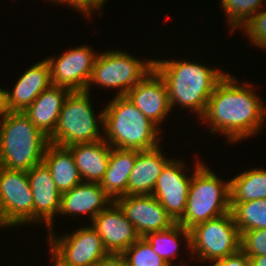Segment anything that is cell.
<instances>
[{
  "mask_svg": "<svg viewBox=\"0 0 266 266\" xmlns=\"http://www.w3.org/2000/svg\"><path fill=\"white\" fill-rule=\"evenodd\" d=\"M179 237L184 238V241H186L187 244L186 247L190 250V230L186 229L179 223H175L165 230L148 233L143 238L151 245L152 250L157 253L167 265H174L172 262L173 258L175 260L179 254V241L181 242Z\"/></svg>",
  "mask_w": 266,
  "mask_h": 266,
  "instance_id": "25",
  "label": "cell"
},
{
  "mask_svg": "<svg viewBox=\"0 0 266 266\" xmlns=\"http://www.w3.org/2000/svg\"><path fill=\"white\" fill-rule=\"evenodd\" d=\"M70 92L68 88L52 85L42 91L23 113L49 138L56 129L63 103Z\"/></svg>",
  "mask_w": 266,
  "mask_h": 266,
  "instance_id": "20",
  "label": "cell"
},
{
  "mask_svg": "<svg viewBox=\"0 0 266 266\" xmlns=\"http://www.w3.org/2000/svg\"><path fill=\"white\" fill-rule=\"evenodd\" d=\"M188 189L183 217L177 222L190 230L196 224L224 215L231 210L230 181H223L198 160Z\"/></svg>",
  "mask_w": 266,
  "mask_h": 266,
  "instance_id": "5",
  "label": "cell"
},
{
  "mask_svg": "<svg viewBox=\"0 0 266 266\" xmlns=\"http://www.w3.org/2000/svg\"><path fill=\"white\" fill-rule=\"evenodd\" d=\"M126 96L158 127L171 112L167 85L155 69L131 88Z\"/></svg>",
  "mask_w": 266,
  "mask_h": 266,
  "instance_id": "15",
  "label": "cell"
},
{
  "mask_svg": "<svg viewBox=\"0 0 266 266\" xmlns=\"http://www.w3.org/2000/svg\"><path fill=\"white\" fill-rule=\"evenodd\" d=\"M235 78L226 74L219 81L200 118L209 123L210 133L220 131L230 143L257 135L266 118V107L252 91L255 86Z\"/></svg>",
  "mask_w": 266,
  "mask_h": 266,
  "instance_id": "1",
  "label": "cell"
},
{
  "mask_svg": "<svg viewBox=\"0 0 266 266\" xmlns=\"http://www.w3.org/2000/svg\"><path fill=\"white\" fill-rule=\"evenodd\" d=\"M113 200L97 182H81L71 190L61 194L59 213L70 216L87 214L93 218L102 210H105Z\"/></svg>",
  "mask_w": 266,
  "mask_h": 266,
  "instance_id": "17",
  "label": "cell"
},
{
  "mask_svg": "<svg viewBox=\"0 0 266 266\" xmlns=\"http://www.w3.org/2000/svg\"><path fill=\"white\" fill-rule=\"evenodd\" d=\"M52 2H56L58 4H65L67 3L68 6L70 5L78 12L85 14L86 16V0H50Z\"/></svg>",
  "mask_w": 266,
  "mask_h": 266,
  "instance_id": "34",
  "label": "cell"
},
{
  "mask_svg": "<svg viewBox=\"0 0 266 266\" xmlns=\"http://www.w3.org/2000/svg\"><path fill=\"white\" fill-rule=\"evenodd\" d=\"M94 266H128L121 254H109Z\"/></svg>",
  "mask_w": 266,
  "mask_h": 266,
  "instance_id": "32",
  "label": "cell"
},
{
  "mask_svg": "<svg viewBox=\"0 0 266 266\" xmlns=\"http://www.w3.org/2000/svg\"><path fill=\"white\" fill-rule=\"evenodd\" d=\"M48 144L23 112H11L0 122V167L28 171L42 163Z\"/></svg>",
  "mask_w": 266,
  "mask_h": 266,
  "instance_id": "4",
  "label": "cell"
},
{
  "mask_svg": "<svg viewBox=\"0 0 266 266\" xmlns=\"http://www.w3.org/2000/svg\"><path fill=\"white\" fill-rule=\"evenodd\" d=\"M136 157L137 150L111 148L107 169L99 184L113 201L128 195V180Z\"/></svg>",
  "mask_w": 266,
  "mask_h": 266,
  "instance_id": "22",
  "label": "cell"
},
{
  "mask_svg": "<svg viewBox=\"0 0 266 266\" xmlns=\"http://www.w3.org/2000/svg\"><path fill=\"white\" fill-rule=\"evenodd\" d=\"M11 113L8 106L7 89L0 88V122Z\"/></svg>",
  "mask_w": 266,
  "mask_h": 266,
  "instance_id": "33",
  "label": "cell"
},
{
  "mask_svg": "<svg viewBox=\"0 0 266 266\" xmlns=\"http://www.w3.org/2000/svg\"><path fill=\"white\" fill-rule=\"evenodd\" d=\"M25 223H34L33 195L27 171L0 167V227Z\"/></svg>",
  "mask_w": 266,
  "mask_h": 266,
  "instance_id": "9",
  "label": "cell"
},
{
  "mask_svg": "<svg viewBox=\"0 0 266 266\" xmlns=\"http://www.w3.org/2000/svg\"><path fill=\"white\" fill-rule=\"evenodd\" d=\"M141 61L126 51L107 50L96 56L93 72L86 91L91 85L114 88L116 96H126L128 91L154 69V59Z\"/></svg>",
  "mask_w": 266,
  "mask_h": 266,
  "instance_id": "7",
  "label": "cell"
},
{
  "mask_svg": "<svg viewBox=\"0 0 266 266\" xmlns=\"http://www.w3.org/2000/svg\"><path fill=\"white\" fill-rule=\"evenodd\" d=\"M78 168L83 182L100 183L107 169L111 146L104 140L77 143L67 147Z\"/></svg>",
  "mask_w": 266,
  "mask_h": 266,
  "instance_id": "21",
  "label": "cell"
},
{
  "mask_svg": "<svg viewBox=\"0 0 266 266\" xmlns=\"http://www.w3.org/2000/svg\"><path fill=\"white\" fill-rule=\"evenodd\" d=\"M241 235L231 212L196 224L190 229V251L196 260L223 259L240 249ZM195 253V254H194ZM194 254V255H193Z\"/></svg>",
  "mask_w": 266,
  "mask_h": 266,
  "instance_id": "8",
  "label": "cell"
},
{
  "mask_svg": "<svg viewBox=\"0 0 266 266\" xmlns=\"http://www.w3.org/2000/svg\"><path fill=\"white\" fill-rule=\"evenodd\" d=\"M234 222L240 235L244 231L266 229V199L230 203Z\"/></svg>",
  "mask_w": 266,
  "mask_h": 266,
  "instance_id": "26",
  "label": "cell"
},
{
  "mask_svg": "<svg viewBox=\"0 0 266 266\" xmlns=\"http://www.w3.org/2000/svg\"><path fill=\"white\" fill-rule=\"evenodd\" d=\"M114 202L133 224L140 237L168 229L175 224L166 209L152 195H125Z\"/></svg>",
  "mask_w": 266,
  "mask_h": 266,
  "instance_id": "13",
  "label": "cell"
},
{
  "mask_svg": "<svg viewBox=\"0 0 266 266\" xmlns=\"http://www.w3.org/2000/svg\"><path fill=\"white\" fill-rule=\"evenodd\" d=\"M212 262L214 263L212 266H250L249 257L241 249L232 255Z\"/></svg>",
  "mask_w": 266,
  "mask_h": 266,
  "instance_id": "31",
  "label": "cell"
},
{
  "mask_svg": "<svg viewBox=\"0 0 266 266\" xmlns=\"http://www.w3.org/2000/svg\"><path fill=\"white\" fill-rule=\"evenodd\" d=\"M89 93L90 91L83 90L71 91L68 94L59 114L56 129L48 138L50 144L68 147L103 139L99 129L104 125V110L95 116Z\"/></svg>",
  "mask_w": 266,
  "mask_h": 266,
  "instance_id": "6",
  "label": "cell"
},
{
  "mask_svg": "<svg viewBox=\"0 0 266 266\" xmlns=\"http://www.w3.org/2000/svg\"><path fill=\"white\" fill-rule=\"evenodd\" d=\"M104 110L103 139L119 149L144 151L156 148L161 128L148 119L127 96L113 97Z\"/></svg>",
  "mask_w": 266,
  "mask_h": 266,
  "instance_id": "3",
  "label": "cell"
},
{
  "mask_svg": "<svg viewBox=\"0 0 266 266\" xmlns=\"http://www.w3.org/2000/svg\"><path fill=\"white\" fill-rule=\"evenodd\" d=\"M264 0H220L230 32L240 29L263 7Z\"/></svg>",
  "mask_w": 266,
  "mask_h": 266,
  "instance_id": "27",
  "label": "cell"
},
{
  "mask_svg": "<svg viewBox=\"0 0 266 266\" xmlns=\"http://www.w3.org/2000/svg\"><path fill=\"white\" fill-rule=\"evenodd\" d=\"M250 266H266V256H248Z\"/></svg>",
  "mask_w": 266,
  "mask_h": 266,
  "instance_id": "36",
  "label": "cell"
},
{
  "mask_svg": "<svg viewBox=\"0 0 266 266\" xmlns=\"http://www.w3.org/2000/svg\"><path fill=\"white\" fill-rule=\"evenodd\" d=\"M99 234L109 254H122L140 236L120 207L113 201L90 224Z\"/></svg>",
  "mask_w": 266,
  "mask_h": 266,
  "instance_id": "14",
  "label": "cell"
},
{
  "mask_svg": "<svg viewBox=\"0 0 266 266\" xmlns=\"http://www.w3.org/2000/svg\"><path fill=\"white\" fill-rule=\"evenodd\" d=\"M154 69L165 80L171 109L177 104L200 119L215 86L226 75L215 68L187 60H154ZM198 114V115H197Z\"/></svg>",
  "mask_w": 266,
  "mask_h": 266,
  "instance_id": "2",
  "label": "cell"
},
{
  "mask_svg": "<svg viewBox=\"0 0 266 266\" xmlns=\"http://www.w3.org/2000/svg\"><path fill=\"white\" fill-rule=\"evenodd\" d=\"M51 258H52V261H53V265L54 266H63L61 263H59L53 256H51Z\"/></svg>",
  "mask_w": 266,
  "mask_h": 266,
  "instance_id": "37",
  "label": "cell"
},
{
  "mask_svg": "<svg viewBox=\"0 0 266 266\" xmlns=\"http://www.w3.org/2000/svg\"><path fill=\"white\" fill-rule=\"evenodd\" d=\"M52 86L50 67L46 59L32 65L19 76L13 91L7 90L11 112H24L38 95Z\"/></svg>",
  "mask_w": 266,
  "mask_h": 266,
  "instance_id": "18",
  "label": "cell"
},
{
  "mask_svg": "<svg viewBox=\"0 0 266 266\" xmlns=\"http://www.w3.org/2000/svg\"><path fill=\"white\" fill-rule=\"evenodd\" d=\"M34 203V223L44 222L48 232L54 229L53 220L60 209L61 193L58 191L50 170L42 162L27 171Z\"/></svg>",
  "mask_w": 266,
  "mask_h": 266,
  "instance_id": "16",
  "label": "cell"
},
{
  "mask_svg": "<svg viewBox=\"0 0 266 266\" xmlns=\"http://www.w3.org/2000/svg\"><path fill=\"white\" fill-rule=\"evenodd\" d=\"M48 234L50 254L63 266H94L109 255L92 226L78 228L61 237L53 231Z\"/></svg>",
  "mask_w": 266,
  "mask_h": 266,
  "instance_id": "10",
  "label": "cell"
},
{
  "mask_svg": "<svg viewBox=\"0 0 266 266\" xmlns=\"http://www.w3.org/2000/svg\"><path fill=\"white\" fill-rule=\"evenodd\" d=\"M184 163L181 160L171 159L164 166L151 194L166 209L175 223L183 217L185 212L192 179V175H185L187 173H185Z\"/></svg>",
  "mask_w": 266,
  "mask_h": 266,
  "instance_id": "12",
  "label": "cell"
},
{
  "mask_svg": "<svg viewBox=\"0 0 266 266\" xmlns=\"http://www.w3.org/2000/svg\"><path fill=\"white\" fill-rule=\"evenodd\" d=\"M42 162L50 170L51 177L61 194L82 182L74 157L67 147L49 143Z\"/></svg>",
  "mask_w": 266,
  "mask_h": 266,
  "instance_id": "23",
  "label": "cell"
},
{
  "mask_svg": "<svg viewBox=\"0 0 266 266\" xmlns=\"http://www.w3.org/2000/svg\"><path fill=\"white\" fill-rule=\"evenodd\" d=\"M185 264H184V262H183V265H179V266H184ZM168 266H178V265H168Z\"/></svg>",
  "mask_w": 266,
  "mask_h": 266,
  "instance_id": "38",
  "label": "cell"
},
{
  "mask_svg": "<svg viewBox=\"0 0 266 266\" xmlns=\"http://www.w3.org/2000/svg\"><path fill=\"white\" fill-rule=\"evenodd\" d=\"M254 46L266 49V10L257 12L241 28Z\"/></svg>",
  "mask_w": 266,
  "mask_h": 266,
  "instance_id": "29",
  "label": "cell"
},
{
  "mask_svg": "<svg viewBox=\"0 0 266 266\" xmlns=\"http://www.w3.org/2000/svg\"><path fill=\"white\" fill-rule=\"evenodd\" d=\"M161 146L137 151L128 180V195H151L164 166L172 159L165 158Z\"/></svg>",
  "mask_w": 266,
  "mask_h": 266,
  "instance_id": "19",
  "label": "cell"
},
{
  "mask_svg": "<svg viewBox=\"0 0 266 266\" xmlns=\"http://www.w3.org/2000/svg\"><path fill=\"white\" fill-rule=\"evenodd\" d=\"M97 54L92 47L80 45L63 52L57 58L46 57L52 85L65 87L70 91L86 90Z\"/></svg>",
  "mask_w": 266,
  "mask_h": 266,
  "instance_id": "11",
  "label": "cell"
},
{
  "mask_svg": "<svg viewBox=\"0 0 266 266\" xmlns=\"http://www.w3.org/2000/svg\"><path fill=\"white\" fill-rule=\"evenodd\" d=\"M128 266H168L151 245L140 237L121 254Z\"/></svg>",
  "mask_w": 266,
  "mask_h": 266,
  "instance_id": "28",
  "label": "cell"
},
{
  "mask_svg": "<svg viewBox=\"0 0 266 266\" xmlns=\"http://www.w3.org/2000/svg\"><path fill=\"white\" fill-rule=\"evenodd\" d=\"M105 2L106 0H86V17L90 16L93 11H100Z\"/></svg>",
  "mask_w": 266,
  "mask_h": 266,
  "instance_id": "35",
  "label": "cell"
},
{
  "mask_svg": "<svg viewBox=\"0 0 266 266\" xmlns=\"http://www.w3.org/2000/svg\"><path fill=\"white\" fill-rule=\"evenodd\" d=\"M240 249L247 256H266V229L244 231Z\"/></svg>",
  "mask_w": 266,
  "mask_h": 266,
  "instance_id": "30",
  "label": "cell"
},
{
  "mask_svg": "<svg viewBox=\"0 0 266 266\" xmlns=\"http://www.w3.org/2000/svg\"><path fill=\"white\" fill-rule=\"evenodd\" d=\"M230 180V203L266 199V170L254 168Z\"/></svg>",
  "mask_w": 266,
  "mask_h": 266,
  "instance_id": "24",
  "label": "cell"
}]
</instances>
